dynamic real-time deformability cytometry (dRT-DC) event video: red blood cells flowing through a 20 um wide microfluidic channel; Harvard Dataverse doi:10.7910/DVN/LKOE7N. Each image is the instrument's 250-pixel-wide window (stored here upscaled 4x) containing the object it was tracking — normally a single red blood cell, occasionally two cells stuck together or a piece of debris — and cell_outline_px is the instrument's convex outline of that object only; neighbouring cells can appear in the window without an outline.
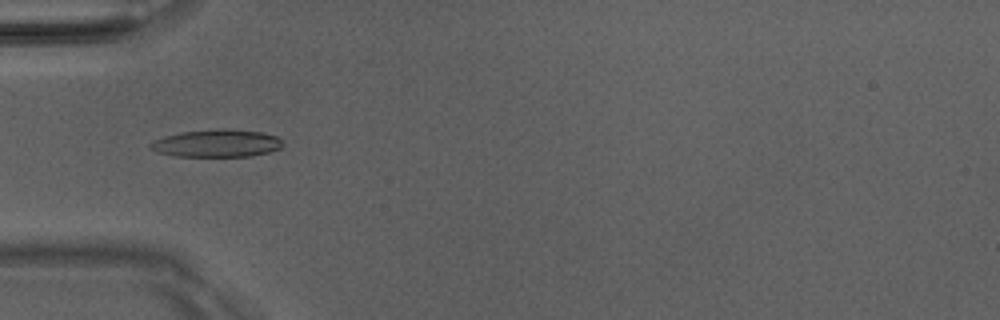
{"species": "Egyptian fruit bat (a non-hibernating species)", "species_latin": "Rousettus aegyptiacus", "temperature_condition": "room temperature", "stored_images_in_passage": 51, "camera_frame_rate_fps": 3000, "um_per_image_px": 0.085, "animal": {"sex": "male"}, "frame": {"image": 1, "passage_image": 17, "time_ms": 5.333, "image_size_px": [1000, 320], "cell_outline_px": [[280, 148], [268, 152], [248, 156], [176, 156], [156, 152], [148, 148], [148, 144], [152, 140], [164, 136], [180, 132], [220, 128], [232, 128], [264, 132], [276, 136], [280, 140]], "centroid_in_image_um": [18.35, 12.16], "position_along_channel_um": 66.6, "area_um2": 21.44}}
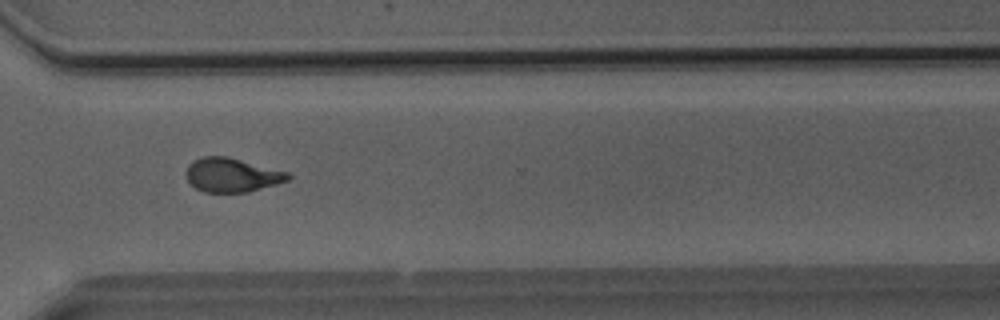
{"frame": {"image": 2, "passage_image": 38, "time_ms": 12.333, "image_size_px": [1000, 320], "cell_outline_px": [[292, 176], [288, 180], [276, 184], [248, 192], [204, 192], [196, 188], [188, 180], [184, 172], [188, 164], [192, 160], [200, 156], [228, 156], [288, 172]], "centroid_in_image_um": [19.68, 14.86], "position_along_channel_um": 350.9, "area_um2": 20.35}}
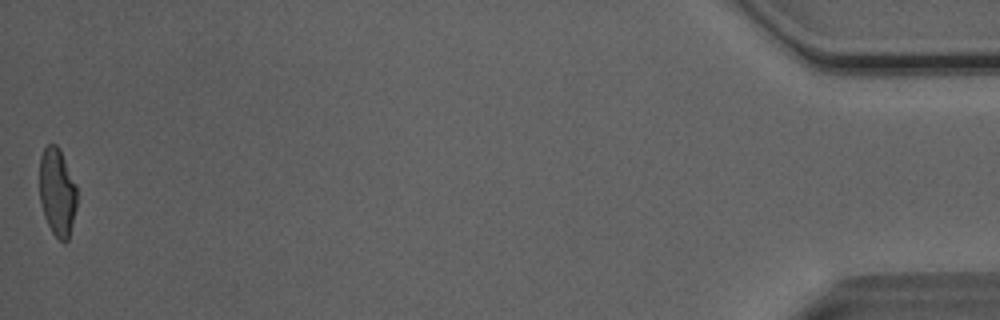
{"frame": {"image": 3, "passage_image": 51, "time_ms": 16.667, "image_size_px": [1000, 320], "cell_outline_px": [[76, 208], [68, 240], [64, 244], [52, 232], [44, 216], [40, 200], [40, 156], [44, 148], [48, 144], [56, 144], [60, 148], [76, 184]], "centroid_in_image_um": [4.87, 16.31], "position_along_channel_um": 430.3, "area_um2": 19.19}, "authors_computed_cell_mechanics": {"area_um2": 20.4034, "velocity_mm_per_s": 4.0723, "shape_relaxation_time_tau1_ms": 3.5556, "shape_relaxation_time_tau2_ms": 1.5157, "deformation_change_tau1": 0.1827, "deformation_change_tau2": 0.0901}}